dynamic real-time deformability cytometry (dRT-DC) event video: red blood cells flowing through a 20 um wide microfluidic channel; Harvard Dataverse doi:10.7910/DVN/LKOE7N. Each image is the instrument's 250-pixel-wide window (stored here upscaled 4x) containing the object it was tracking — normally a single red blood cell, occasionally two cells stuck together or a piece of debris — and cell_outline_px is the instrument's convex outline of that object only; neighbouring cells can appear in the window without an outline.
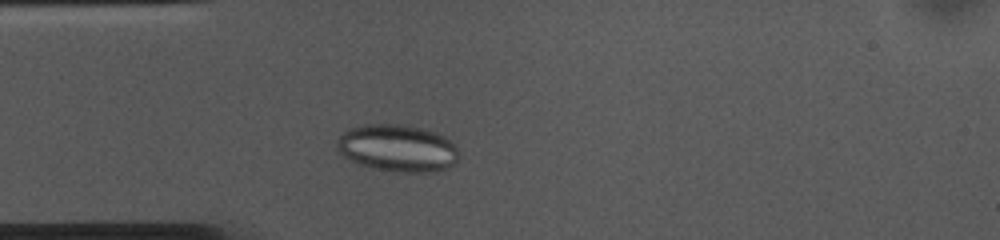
{"species": "common noctule bat (a hibernating species)", "species_latin": "Nyctalus noctula", "temperature_condition": "cold", "stored_images_in_passage": 37, "camera_frame_rate_fps": 3000, "um_per_image_px": 0.085, "animal": {"sex": "female", "body_mass_g": 10.0, "forearm_length_mm": 53.1}, "frame": {"image": 1, "passage_image": 7, "time_ms": 2.0, "image_size_px": [1000, 240], "cell_outline_px": [[460, 156], [448, 168], [432, 172], [400, 172], [372, 168], [360, 164], [344, 156], [336, 148], [336, 140], [348, 128], [364, 124], [404, 124], [420, 128], [444, 136], [456, 148]], "centroid_in_image_um": [33.76, 12.59], "position_along_channel_um": 51.2, "area_um2": 33.35}}
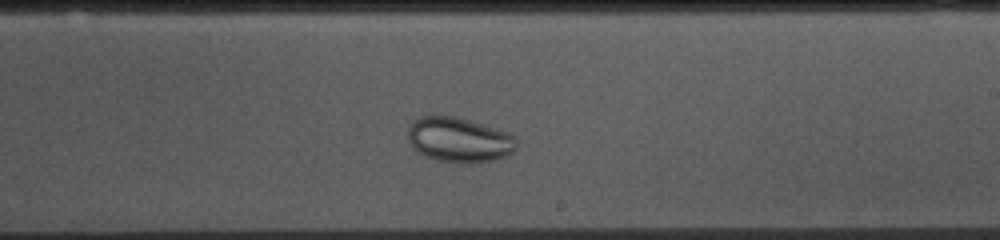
{"frame": {"image": 2, "passage_image": 24, "time_ms": 7.667, "image_size_px": [1000, 240], "cell_outline_px": [[516, 148], [508, 156], [496, 160], [436, 160], [424, 156], [416, 152], [412, 148], [408, 140], [408, 128], [412, 120], [424, 112], [452, 116], [468, 120], [508, 132], [516, 136]], "centroid_in_image_um": [38.94, 11.81], "position_along_channel_um": 250.1, "area_um2": 28.44}}
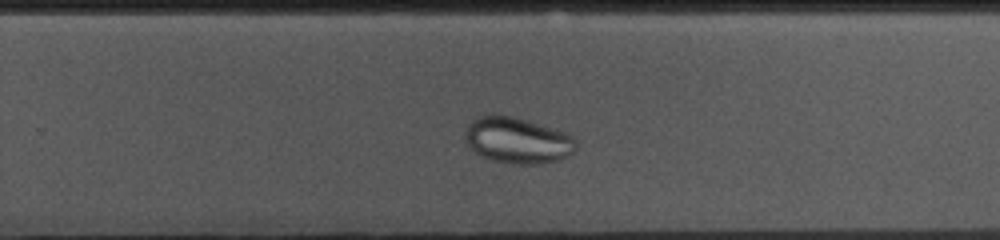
{"frame": {"image": 3, "passage_image": 27, "time_ms": 8.667, "image_size_px": [1000, 240], "cell_outline_px": [[576, 152], [560, 160], [536, 164], [516, 164], [492, 160], [476, 152], [468, 144], [464, 136], [468, 124], [472, 120], [480, 116], [512, 116], [528, 120], [564, 132], [572, 136], [576, 140]], "centroid_in_image_um": [44.03, 11.94], "position_along_channel_um": 285.8, "area_um2": 29.48}}